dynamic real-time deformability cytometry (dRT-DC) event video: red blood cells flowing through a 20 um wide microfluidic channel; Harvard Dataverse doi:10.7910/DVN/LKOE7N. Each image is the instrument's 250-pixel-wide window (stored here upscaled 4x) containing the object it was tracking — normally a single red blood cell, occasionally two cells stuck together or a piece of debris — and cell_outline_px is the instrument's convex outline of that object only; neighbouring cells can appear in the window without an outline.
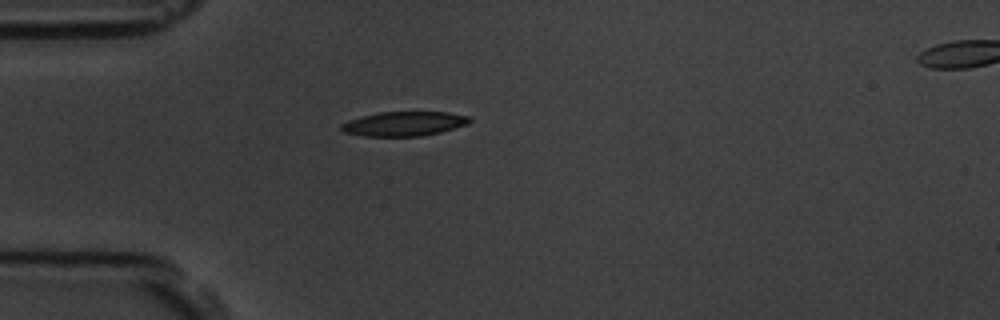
{"species": "common noctule bat (a hibernating species)", "species_latin": "Nyctalus noctula", "temperature_condition": "room temperature", "stored_images_in_passage": 2, "camera_frame_rate_fps": 3000, "um_per_image_px": 0.085, "animal": {"sex": "male", "body_mass_g": 19.5, "forearm_length_mm": 54.6}, "frame": {"image": 1, "passage_image": 1, "time_ms": 0.0, "image_size_px": [1000, 320], "cell_outline_px": [[472, 120], [468, 124], [440, 132], [420, 136], [364, 136], [344, 132], [340, 128], [340, 124], [348, 120], [380, 112], [448, 112], [472, 116]], "centroid_in_image_um": [34.38, 10.51], "position_along_channel_um": 50.6, "area_um2": 18.26}}